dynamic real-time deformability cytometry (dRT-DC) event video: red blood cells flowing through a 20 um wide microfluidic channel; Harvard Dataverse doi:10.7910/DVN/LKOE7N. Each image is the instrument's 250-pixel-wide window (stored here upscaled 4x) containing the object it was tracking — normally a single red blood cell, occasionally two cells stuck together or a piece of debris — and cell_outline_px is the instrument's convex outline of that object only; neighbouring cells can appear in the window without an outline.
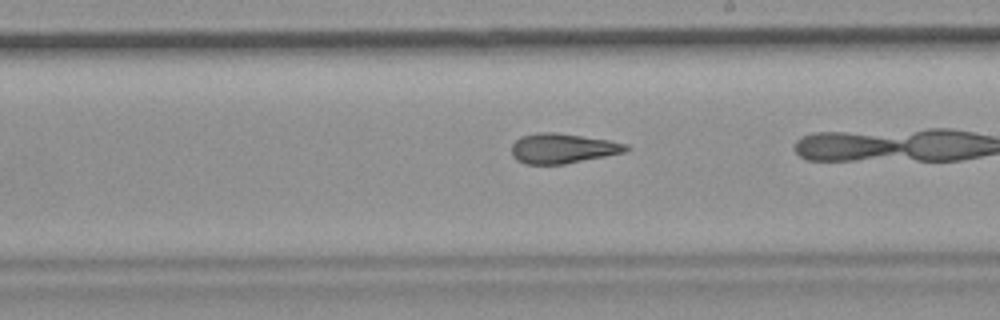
{"species": "common noctule bat (a hibernating species)", "species_latin": "Nyctalus noctula", "temperature_condition": "room temperature", "stored_images_in_passage": 39, "camera_frame_rate_fps": 3000, "um_per_image_px": 0.085, "animal": {"sex": "female", "body_mass_g": 19.9}, "frame": {"image": 1, "passage_image": 28, "time_ms": 9.0, "image_size_px": [1000, 320], "cell_outline_px": [[632, 148], [628, 152], [564, 164], [524, 164], [516, 160], [512, 156], [512, 144], [520, 136], [536, 132], [556, 132], [608, 140], [628, 144]], "centroid_in_image_um": [47.84, 12.61], "position_along_channel_um": 241.2, "area_um2": 20.23}}